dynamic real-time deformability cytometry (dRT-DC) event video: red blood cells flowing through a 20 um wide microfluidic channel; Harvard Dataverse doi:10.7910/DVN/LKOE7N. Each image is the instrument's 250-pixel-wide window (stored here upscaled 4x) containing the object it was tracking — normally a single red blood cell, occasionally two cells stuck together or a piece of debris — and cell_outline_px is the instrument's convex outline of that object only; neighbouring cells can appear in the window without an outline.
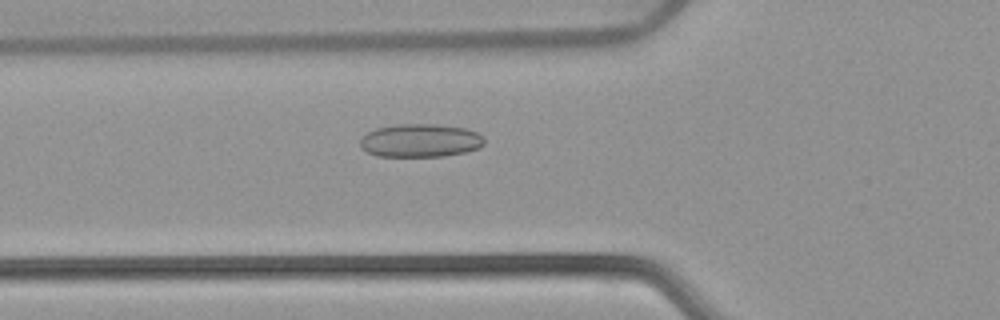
{"species": "common noctule bat (a hibernating species)", "species_latin": "Nyctalus noctula", "temperature_condition": "warm", "stored_images_in_passage": 50, "camera_frame_rate_fps": 3000, "um_per_image_px": 0.085, "animal": {"sex": "female", "body_mass_g": 22.7, "forearm_length_mm": 54.2}, "frame": {"image": 1, "passage_image": 16, "time_ms": 5.0, "image_size_px": [1000, 320], "cell_outline_px": [[484, 144], [476, 148], [464, 152], [444, 156], [376, 156], [360, 148], [360, 136], [376, 128], [396, 124], [436, 124], [468, 128], [484, 136]], "centroid_in_image_um": [35.7, 11.93], "position_along_channel_um": 90.1, "area_um2": 24.22}}
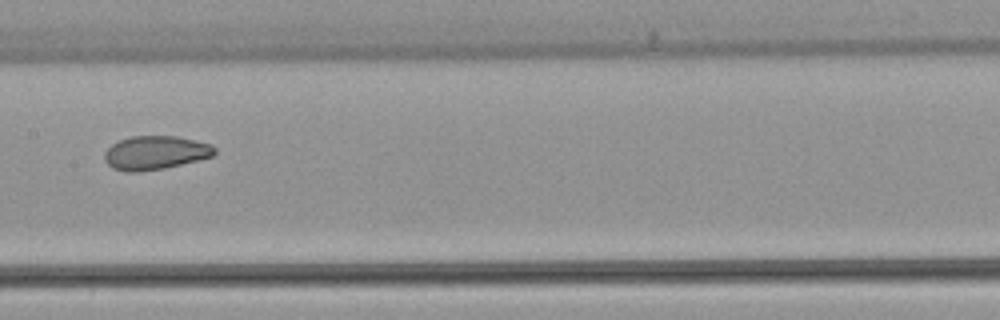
{"frame": {"image": 2, "passage_image": 24, "time_ms": 7.667, "image_size_px": [1000, 320], "cell_outline_px": [[216, 152], [212, 156], [164, 168], [140, 172], [128, 172], [112, 168], [104, 160], [104, 152], [112, 144], [120, 140], [132, 136], [176, 136], [212, 144], [216, 148]], "centroid_in_image_um": [13.18, 12.98], "position_along_channel_um": 194.2, "area_um2": 21.56}}
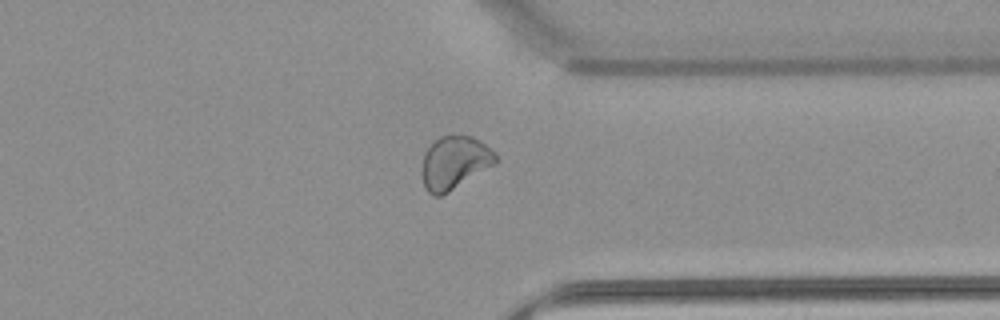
{"frame": {"image": 3, "passage_image": 38, "time_ms": 12.333, "image_size_px": [1000, 320], "cell_outline_px": [[500, 160], [496, 164], [448, 192], [440, 196], [432, 196], [424, 188], [420, 172], [424, 152], [440, 136], [472, 136], [496, 152]], "centroid_in_image_um": [38.63, 13.85], "position_along_channel_um": 372.8, "area_um2": 23.0}, "authors_computed_cell_mechanics": {"area_um2": 23.409, "velocity_mm_per_s": 3.884, "shape_relaxation_time_tau1_ms": null, "shape_relaxation_time_tau2_ms": 1.724, "deformation_change_tau1": null, "deformation_change_tau2": 0.0593}}